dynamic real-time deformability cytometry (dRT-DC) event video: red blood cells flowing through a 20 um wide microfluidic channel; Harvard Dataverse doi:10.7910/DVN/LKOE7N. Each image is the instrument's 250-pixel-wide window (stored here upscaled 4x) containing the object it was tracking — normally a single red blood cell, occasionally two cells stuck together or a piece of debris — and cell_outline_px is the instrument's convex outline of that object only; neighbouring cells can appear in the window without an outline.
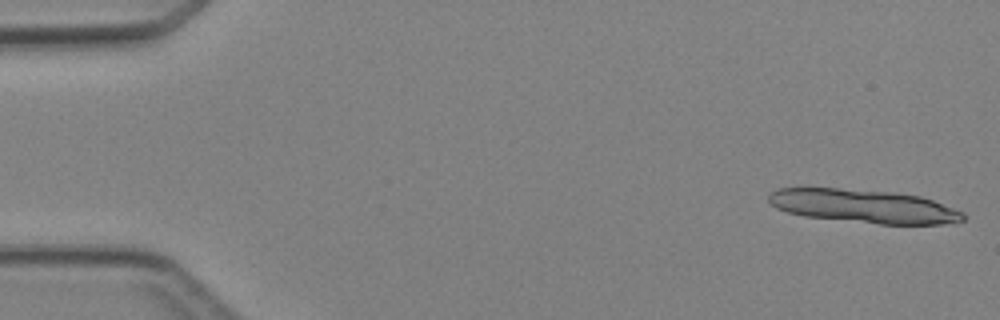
{"species": "Egyptian fruit bat (a non-hibernating species)", "species_latin": "Rousettus aegyptiacus", "temperature_condition": "cold", "stored_images_in_passage": 5, "camera_frame_rate_fps": 3000, "um_per_image_px": 0.085, "animal": {"sex": "female"}, "frame": {"image": 1, "passage_image": 1, "time_ms": 0.0, "image_size_px": [1000, 320], "cell_outline_px": [[964, 220], [944, 224], [880, 224], [804, 216], [788, 212], [776, 208], [768, 200], [768, 196], [776, 188], [836, 188], [892, 192], [920, 196], [932, 200], [964, 212]], "centroid_in_image_um": [73.41, 17.52], "position_along_channel_um": 11.6, "area_um2": 37.69}}